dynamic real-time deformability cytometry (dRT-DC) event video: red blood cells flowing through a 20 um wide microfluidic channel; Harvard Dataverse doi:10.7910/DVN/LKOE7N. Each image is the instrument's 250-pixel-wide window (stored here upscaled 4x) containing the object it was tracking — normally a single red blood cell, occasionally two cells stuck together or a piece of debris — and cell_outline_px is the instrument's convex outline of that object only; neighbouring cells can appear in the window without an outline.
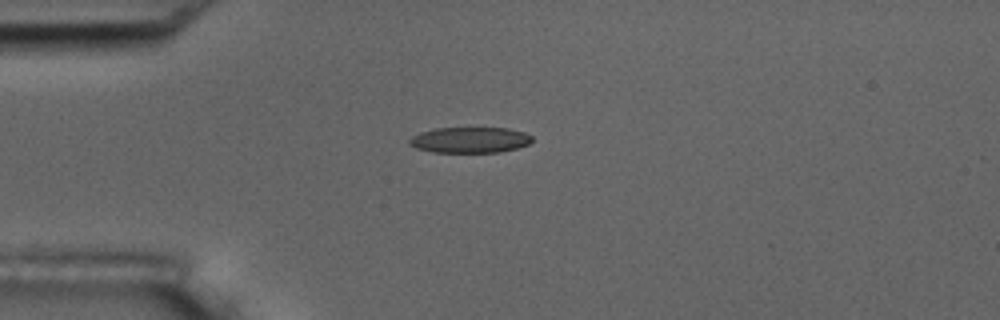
{"species": "common noctule bat (a hibernating species)", "species_latin": "Nyctalus noctula", "temperature_condition": "room temperature", "stored_images_in_passage": 6, "camera_frame_rate_fps": 3000, "um_per_image_px": 0.085, "animal": {"sex": "male", "body_mass_g": 17.5, "forearm_length_mm": 52.3}, "frame": {"image": 1, "passage_image": 1, "time_ms": 0.0, "image_size_px": [1000, 320], "cell_outline_px": [[532, 140], [528, 144], [516, 148], [500, 152], [432, 152], [416, 148], [408, 144], [408, 140], [412, 136], [420, 132], [436, 128], [508, 128], [524, 132], [532, 136]], "centroid_in_image_um": [39.92, 11.89], "position_along_channel_um": 45.1, "area_um2": 18.44}}
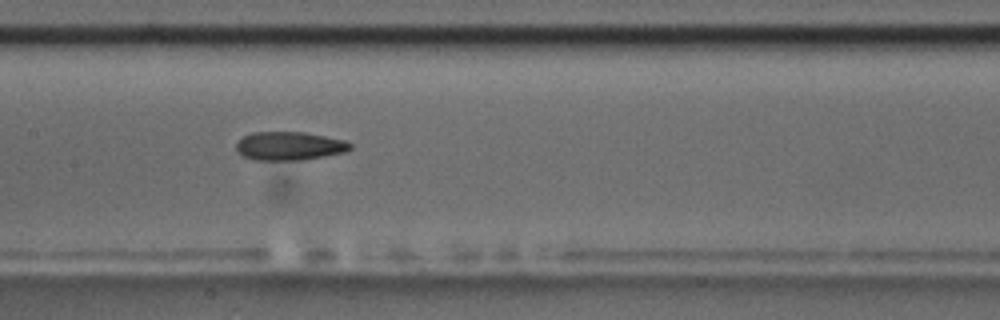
{"frame": {"image": 2, "passage_image": 5, "time_ms": 1.333, "image_size_px": [1000, 320], "cell_outline_px": [[352, 148], [344, 152], [324, 156], [300, 160], [256, 160], [244, 156], [236, 152], [236, 140], [252, 132], [304, 132], [344, 140], [352, 144]], "centroid_in_image_um": [24.55, 12.4], "position_along_channel_um": 182.8, "area_um2": 18.96}}
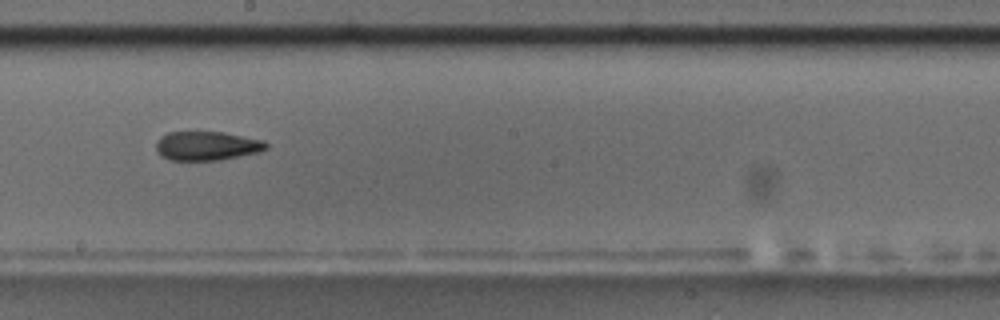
{"frame": {"image": 3, "passage_image": 6, "time_ms": 1.667, "image_size_px": [1000, 320], "cell_outline_px": [[268, 148], [260, 152], [220, 160], [168, 160], [160, 156], [156, 152], [156, 140], [160, 136], [168, 132], [224, 132], [264, 140], [268, 144]], "centroid_in_image_um": [17.57, 12.4], "position_along_channel_um": 230.6, "area_um2": 18.9}}